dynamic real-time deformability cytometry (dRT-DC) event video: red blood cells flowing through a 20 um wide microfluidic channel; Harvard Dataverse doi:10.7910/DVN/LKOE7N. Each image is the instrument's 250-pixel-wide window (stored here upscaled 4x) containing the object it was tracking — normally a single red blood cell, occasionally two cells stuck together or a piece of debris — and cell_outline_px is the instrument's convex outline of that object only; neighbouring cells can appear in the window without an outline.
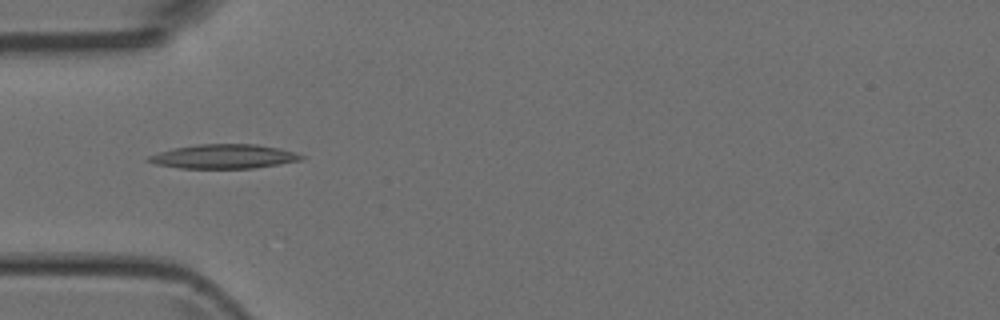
{"species": "Egyptian fruit bat (a non-hibernating species)", "species_latin": "Rousettus aegyptiacus", "temperature_condition": "room temperature", "stored_images_in_passage": 8, "camera_frame_rate_fps": 3000, "um_per_image_px": 0.085, "animal": {"sex": "female"}, "frame": {"image": 1, "passage_image": 5, "time_ms": 4.667, "image_size_px": [1000, 320], "cell_outline_px": [[304, 156], [300, 160], [252, 168], [180, 168], [156, 164], [144, 160], [148, 156], [172, 148], [196, 144], [256, 144], [280, 148], [296, 152]], "centroid_in_image_um": [18.99, 13.29], "position_along_channel_um": 66.0, "area_um2": 21.44}}
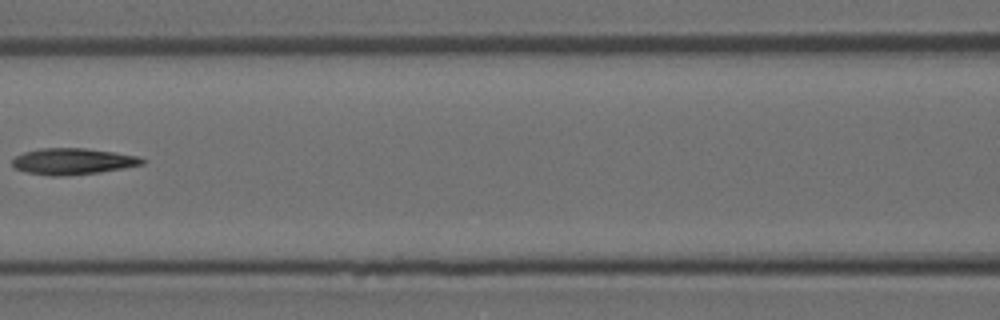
{"frame": {"image": 2, "passage_image": 7, "time_ms": 7.0, "image_size_px": [1000, 320], "cell_outline_px": [[148, 160], [144, 164], [124, 168], [100, 172], [60, 176], [52, 176], [24, 172], [16, 168], [12, 164], [12, 160], [16, 156], [24, 152], [40, 148], [84, 148], [140, 156]], "centroid_in_image_um": [6.21, 13.71], "position_along_channel_um": 160.4, "area_um2": 19.94}}
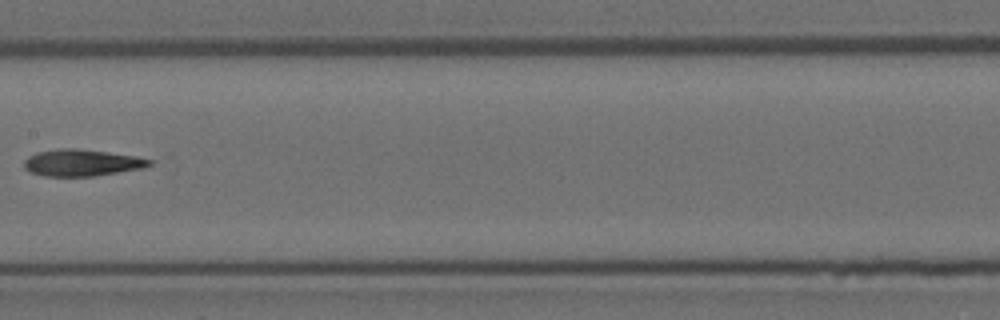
{"frame": {"image": 3, "passage_image": 8, "time_ms": 8.0, "image_size_px": [1000, 320], "cell_outline_px": [[152, 164], [144, 168], [96, 176], [44, 176], [28, 172], [24, 168], [24, 160], [28, 156], [36, 152], [56, 148], [76, 148], [108, 152], [136, 156], [152, 160]], "centroid_in_image_um": [6.92, 13.83], "position_along_channel_um": 200.5, "area_um2": 19.77}}